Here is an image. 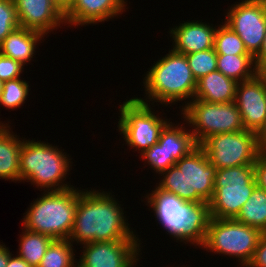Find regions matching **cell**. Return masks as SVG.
<instances>
[{
  "label": "cell",
  "mask_w": 266,
  "mask_h": 267,
  "mask_svg": "<svg viewBox=\"0 0 266 267\" xmlns=\"http://www.w3.org/2000/svg\"><path fill=\"white\" fill-rule=\"evenodd\" d=\"M111 192L78 189L74 225L68 238L81 245L91 242L139 239L130 228Z\"/></svg>",
  "instance_id": "6da1fadb"
},
{
  "label": "cell",
  "mask_w": 266,
  "mask_h": 267,
  "mask_svg": "<svg viewBox=\"0 0 266 267\" xmlns=\"http://www.w3.org/2000/svg\"><path fill=\"white\" fill-rule=\"evenodd\" d=\"M146 195L147 204L155 218L171 237L180 242L195 246L204 243L211 219L209 202H186L175 194L159 190Z\"/></svg>",
  "instance_id": "7a4b0ae2"
},
{
  "label": "cell",
  "mask_w": 266,
  "mask_h": 267,
  "mask_svg": "<svg viewBox=\"0 0 266 267\" xmlns=\"http://www.w3.org/2000/svg\"><path fill=\"white\" fill-rule=\"evenodd\" d=\"M216 170L205 151L198 146L162 172V180L156 187L186 202H209L214 194Z\"/></svg>",
  "instance_id": "3957f363"
},
{
  "label": "cell",
  "mask_w": 266,
  "mask_h": 267,
  "mask_svg": "<svg viewBox=\"0 0 266 267\" xmlns=\"http://www.w3.org/2000/svg\"><path fill=\"white\" fill-rule=\"evenodd\" d=\"M143 84L147 98L135 97L138 101L146 104L147 101H152V106L155 102L168 106L187 98L192 101L197 81L188 65L186 55L172 49L156 61L151 69L149 68Z\"/></svg>",
  "instance_id": "277c9868"
},
{
  "label": "cell",
  "mask_w": 266,
  "mask_h": 267,
  "mask_svg": "<svg viewBox=\"0 0 266 267\" xmlns=\"http://www.w3.org/2000/svg\"><path fill=\"white\" fill-rule=\"evenodd\" d=\"M63 151L48 142L24 140L19 161L20 182L27 180L44 191L74 188L63 182L72 169V159Z\"/></svg>",
  "instance_id": "5b68a950"
},
{
  "label": "cell",
  "mask_w": 266,
  "mask_h": 267,
  "mask_svg": "<svg viewBox=\"0 0 266 267\" xmlns=\"http://www.w3.org/2000/svg\"><path fill=\"white\" fill-rule=\"evenodd\" d=\"M42 195L27 209L23 227L53 240L68 239L74 225L78 190L44 191Z\"/></svg>",
  "instance_id": "8992f818"
},
{
  "label": "cell",
  "mask_w": 266,
  "mask_h": 267,
  "mask_svg": "<svg viewBox=\"0 0 266 267\" xmlns=\"http://www.w3.org/2000/svg\"><path fill=\"white\" fill-rule=\"evenodd\" d=\"M256 186L254 165L217 169L214 194L209 201L211 217L234 219Z\"/></svg>",
  "instance_id": "52a82bcc"
},
{
  "label": "cell",
  "mask_w": 266,
  "mask_h": 267,
  "mask_svg": "<svg viewBox=\"0 0 266 267\" xmlns=\"http://www.w3.org/2000/svg\"><path fill=\"white\" fill-rule=\"evenodd\" d=\"M262 231L238 222L236 219H210L204 250L238 258L240 266L247 267L253 258Z\"/></svg>",
  "instance_id": "ba28073f"
},
{
  "label": "cell",
  "mask_w": 266,
  "mask_h": 267,
  "mask_svg": "<svg viewBox=\"0 0 266 267\" xmlns=\"http://www.w3.org/2000/svg\"><path fill=\"white\" fill-rule=\"evenodd\" d=\"M184 102L181 110L184 122L193 127L190 131L198 145L209 136L244 130L235 102L211 103L198 99Z\"/></svg>",
  "instance_id": "9c48e42d"
},
{
  "label": "cell",
  "mask_w": 266,
  "mask_h": 267,
  "mask_svg": "<svg viewBox=\"0 0 266 267\" xmlns=\"http://www.w3.org/2000/svg\"><path fill=\"white\" fill-rule=\"evenodd\" d=\"M120 119L118 130L126 144L142 154L152 145L158 143L160 133L169 122L152 111L150 103L138 101L135 97L119 106ZM156 114V115H155Z\"/></svg>",
  "instance_id": "30bf717a"
},
{
  "label": "cell",
  "mask_w": 266,
  "mask_h": 267,
  "mask_svg": "<svg viewBox=\"0 0 266 267\" xmlns=\"http://www.w3.org/2000/svg\"><path fill=\"white\" fill-rule=\"evenodd\" d=\"M199 146L217 169L254 165L260 153L257 133L245 129L209 136Z\"/></svg>",
  "instance_id": "8fae6325"
},
{
  "label": "cell",
  "mask_w": 266,
  "mask_h": 267,
  "mask_svg": "<svg viewBox=\"0 0 266 267\" xmlns=\"http://www.w3.org/2000/svg\"><path fill=\"white\" fill-rule=\"evenodd\" d=\"M226 14L224 23L237 33L255 58L266 34V0H242L233 4Z\"/></svg>",
  "instance_id": "7c38bea8"
},
{
  "label": "cell",
  "mask_w": 266,
  "mask_h": 267,
  "mask_svg": "<svg viewBox=\"0 0 266 267\" xmlns=\"http://www.w3.org/2000/svg\"><path fill=\"white\" fill-rule=\"evenodd\" d=\"M140 239L83 244L77 267H134L141 252Z\"/></svg>",
  "instance_id": "4fadbf2b"
},
{
  "label": "cell",
  "mask_w": 266,
  "mask_h": 267,
  "mask_svg": "<svg viewBox=\"0 0 266 267\" xmlns=\"http://www.w3.org/2000/svg\"><path fill=\"white\" fill-rule=\"evenodd\" d=\"M235 103L244 129L257 133L266 121V76L261 71L249 80L238 82Z\"/></svg>",
  "instance_id": "5bb4252c"
},
{
  "label": "cell",
  "mask_w": 266,
  "mask_h": 267,
  "mask_svg": "<svg viewBox=\"0 0 266 267\" xmlns=\"http://www.w3.org/2000/svg\"><path fill=\"white\" fill-rule=\"evenodd\" d=\"M19 25L34 30L44 36L61 28L65 23L64 15L51 0H14Z\"/></svg>",
  "instance_id": "9a60e30c"
},
{
  "label": "cell",
  "mask_w": 266,
  "mask_h": 267,
  "mask_svg": "<svg viewBox=\"0 0 266 267\" xmlns=\"http://www.w3.org/2000/svg\"><path fill=\"white\" fill-rule=\"evenodd\" d=\"M125 0H74L64 14L65 24L85 26L108 21L125 12ZM126 4V5H125Z\"/></svg>",
  "instance_id": "2e32d148"
},
{
  "label": "cell",
  "mask_w": 266,
  "mask_h": 267,
  "mask_svg": "<svg viewBox=\"0 0 266 267\" xmlns=\"http://www.w3.org/2000/svg\"><path fill=\"white\" fill-rule=\"evenodd\" d=\"M195 21L180 23L179 26L171 28L169 33L174 40L171 49L188 55L214 48V36L217 28L209 23Z\"/></svg>",
  "instance_id": "e0dca14e"
},
{
  "label": "cell",
  "mask_w": 266,
  "mask_h": 267,
  "mask_svg": "<svg viewBox=\"0 0 266 267\" xmlns=\"http://www.w3.org/2000/svg\"><path fill=\"white\" fill-rule=\"evenodd\" d=\"M237 84L218 70L213 71L197 81L193 99L211 103L235 102Z\"/></svg>",
  "instance_id": "ac0fdd59"
},
{
  "label": "cell",
  "mask_w": 266,
  "mask_h": 267,
  "mask_svg": "<svg viewBox=\"0 0 266 267\" xmlns=\"http://www.w3.org/2000/svg\"><path fill=\"white\" fill-rule=\"evenodd\" d=\"M45 36L37 31L18 27L1 43L0 53L20 62L28 64L35 55L36 46Z\"/></svg>",
  "instance_id": "d6986e66"
},
{
  "label": "cell",
  "mask_w": 266,
  "mask_h": 267,
  "mask_svg": "<svg viewBox=\"0 0 266 267\" xmlns=\"http://www.w3.org/2000/svg\"><path fill=\"white\" fill-rule=\"evenodd\" d=\"M10 125L0 124V179L20 181L19 161L24 139L10 131Z\"/></svg>",
  "instance_id": "ffe728a7"
},
{
  "label": "cell",
  "mask_w": 266,
  "mask_h": 267,
  "mask_svg": "<svg viewBox=\"0 0 266 267\" xmlns=\"http://www.w3.org/2000/svg\"><path fill=\"white\" fill-rule=\"evenodd\" d=\"M187 130H185L183 124L180 126L178 124L174 125L169 120L160 133L157 144L163 145L168 157H173L175 163L199 146L194 139L193 133L190 129Z\"/></svg>",
  "instance_id": "44dd1931"
},
{
  "label": "cell",
  "mask_w": 266,
  "mask_h": 267,
  "mask_svg": "<svg viewBox=\"0 0 266 267\" xmlns=\"http://www.w3.org/2000/svg\"><path fill=\"white\" fill-rule=\"evenodd\" d=\"M217 70L237 82L249 80L260 72L251 55L217 54Z\"/></svg>",
  "instance_id": "7402d4cb"
},
{
  "label": "cell",
  "mask_w": 266,
  "mask_h": 267,
  "mask_svg": "<svg viewBox=\"0 0 266 267\" xmlns=\"http://www.w3.org/2000/svg\"><path fill=\"white\" fill-rule=\"evenodd\" d=\"M234 219L262 232L266 231V190L256 186Z\"/></svg>",
  "instance_id": "603a6c76"
},
{
  "label": "cell",
  "mask_w": 266,
  "mask_h": 267,
  "mask_svg": "<svg viewBox=\"0 0 266 267\" xmlns=\"http://www.w3.org/2000/svg\"><path fill=\"white\" fill-rule=\"evenodd\" d=\"M20 237L18 256L23 258L31 267H37L53 239L25 228Z\"/></svg>",
  "instance_id": "cb8c5ba5"
},
{
  "label": "cell",
  "mask_w": 266,
  "mask_h": 267,
  "mask_svg": "<svg viewBox=\"0 0 266 267\" xmlns=\"http://www.w3.org/2000/svg\"><path fill=\"white\" fill-rule=\"evenodd\" d=\"M72 247L68 239L53 240L37 267H77Z\"/></svg>",
  "instance_id": "d4e9b609"
},
{
  "label": "cell",
  "mask_w": 266,
  "mask_h": 267,
  "mask_svg": "<svg viewBox=\"0 0 266 267\" xmlns=\"http://www.w3.org/2000/svg\"><path fill=\"white\" fill-rule=\"evenodd\" d=\"M218 25L214 36V49L217 54L224 55H250L239 38L225 23Z\"/></svg>",
  "instance_id": "484cf974"
},
{
  "label": "cell",
  "mask_w": 266,
  "mask_h": 267,
  "mask_svg": "<svg viewBox=\"0 0 266 267\" xmlns=\"http://www.w3.org/2000/svg\"><path fill=\"white\" fill-rule=\"evenodd\" d=\"M29 90L28 82L20 78L3 82L0 105L12 110L20 108L27 100ZM0 124L4 123L0 122Z\"/></svg>",
  "instance_id": "4316f807"
},
{
  "label": "cell",
  "mask_w": 266,
  "mask_h": 267,
  "mask_svg": "<svg viewBox=\"0 0 266 267\" xmlns=\"http://www.w3.org/2000/svg\"><path fill=\"white\" fill-rule=\"evenodd\" d=\"M196 81L217 70V53L214 48L186 55Z\"/></svg>",
  "instance_id": "83f0119b"
},
{
  "label": "cell",
  "mask_w": 266,
  "mask_h": 267,
  "mask_svg": "<svg viewBox=\"0 0 266 267\" xmlns=\"http://www.w3.org/2000/svg\"><path fill=\"white\" fill-rule=\"evenodd\" d=\"M140 155L144 159L142 161L148 163L158 175L175 165L173 157H168L163 145L154 144Z\"/></svg>",
  "instance_id": "f1b7e54d"
},
{
  "label": "cell",
  "mask_w": 266,
  "mask_h": 267,
  "mask_svg": "<svg viewBox=\"0 0 266 267\" xmlns=\"http://www.w3.org/2000/svg\"><path fill=\"white\" fill-rule=\"evenodd\" d=\"M18 27L20 25L14 0H0V45Z\"/></svg>",
  "instance_id": "f546056e"
},
{
  "label": "cell",
  "mask_w": 266,
  "mask_h": 267,
  "mask_svg": "<svg viewBox=\"0 0 266 267\" xmlns=\"http://www.w3.org/2000/svg\"><path fill=\"white\" fill-rule=\"evenodd\" d=\"M25 66L14 59L0 53V80L2 82L21 78Z\"/></svg>",
  "instance_id": "4dcf8cb0"
},
{
  "label": "cell",
  "mask_w": 266,
  "mask_h": 267,
  "mask_svg": "<svg viewBox=\"0 0 266 267\" xmlns=\"http://www.w3.org/2000/svg\"><path fill=\"white\" fill-rule=\"evenodd\" d=\"M247 267H266V231L262 232L253 258Z\"/></svg>",
  "instance_id": "1f68e13d"
},
{
  "label": "cell",
  "mask_w": 266,
  "mask_h": 267,
  "mask_svg": "<svg viewBox=\"0 0 266 267\" xmlns=\"http://www.w3.org/2000/svg\"><path fill=\"white\" fill-rule=\"evenodd\" d=\"M254 175L257 187L266 190V153L260 152L254 163Z\"/></svg>",
  "instance_id": "d6a6232c"
},
{
  "label": "cell",
  "mask_w": 266,
  "mask_h": 267,
  "mask_svg": "<svg viewBox=\"0 0 266 267\" xmlns=\"http://www.w3.org/2000/svg\"><path fill=\"white\" fill-rule=\"evenodd\" d=\"M255 66L259 71H262L266 68V34L264 37L263 46L259 54L254 58Z\"/></svg>",
  "instance_id": "836d02e7"
},
{
  "label": "cell",
  "mask_w": 266,
  "mask_h": 267,
  "mask_svg": "<svg viewBox=\"0 0 266 267\" xmlns=\"http://www.w3.org/2000/svg\"><path fill=\"white\" fill-rule=\"evenodd\" d=\"M258 149L262 153H266V121L263 127L257 132Z\"/></svg>",
  "instance_id": "e575fe53"
},
{
  "label": "cell",
  "mask_w": 266,
  "mask_h": 267,
  "mask_svg": "<svg viewBox=\"0 0 266 267\" xmlns=\"http://www.w3.org/2000/svg\"><path fill=\"white\" fill-rule=\"evenodd\" d=\"M11 253L9 255V260L6 267H31L23 258L18 255L13 256Z\"/></svg>",
  "instance_id": "d590c367"
},
{
  "label": "cell",
  "mask_w": 266,
  "mask_h": 267,
  "mask_svg": "<svg viewBox=\"0 0 266 267\" xmlns=\"http://www.w3.org/2000/svg\"><path fill=\"white\" fill-rule=\"evenodd\" d=\"M73 1L74 0H51L63 15L72 7Z\"/></svg>",
  "instance_id": "8d00e7d4"
},
{
  "label": "cell",
  "mask_w": 266,
  "mask_h": 267,
  "mask_svg": "<svg viewBox=\"0 0 266 267\" xmlns=\"http://www.w3.org/2000/svg\"><path fill=\"white\" fill-rule=\"evenodd\" d=\"M9 247H6L5 244L0 243V267H6L8 260H9V255L10 250L8 249Z\"/></svg>",
  "instance_id": "74e56055"
},
{
  "label": "cell",
  "mask_w": 266,
  "mask_h": 267,
  "mask_svg": "<svg viewBox=\"0 0 266 267\" xmlns=\"http://www.w3.org/2000/svg\"><path fill=\"white\" fill-rule=\"evenodd\" d=\"M2 87H3V82L0 80V95H1V92H2Z\"/></svg>",
  "instance_id": "f35d334b"
},
{
  "label": "cell",
  "mask_w": 266,
  "mask_h": 267,
  "mask_svg": "<svg viewBox=\"0 0 266 267\" xmlns=\"http://www.w3.org/2000/svg\"><path fill=\"white\" fill-rule=\"evenodd\" d=\"M266 76V68L261 71Z\"/></svg>",
  "instance_id": "ab89813d"
}]
</instances>
